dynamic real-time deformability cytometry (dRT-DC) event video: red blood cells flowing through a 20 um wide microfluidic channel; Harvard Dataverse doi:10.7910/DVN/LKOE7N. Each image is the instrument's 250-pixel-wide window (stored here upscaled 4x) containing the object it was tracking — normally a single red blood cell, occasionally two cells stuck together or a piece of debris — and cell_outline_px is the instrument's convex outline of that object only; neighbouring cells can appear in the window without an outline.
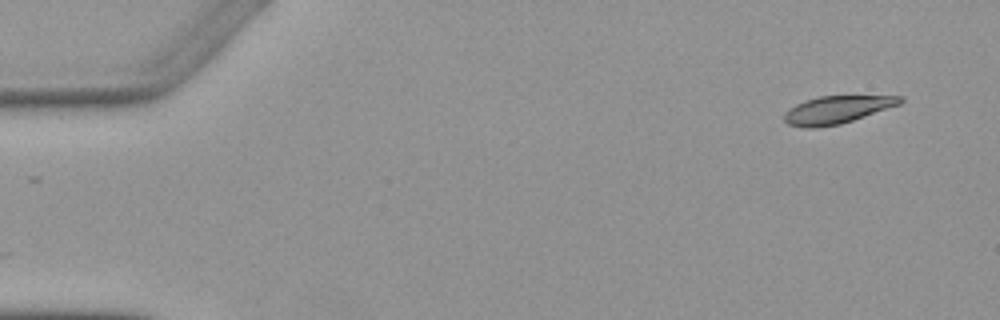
{"species": "Egyptian fruit bat (a non-hibernating species)", "species_latin": "Rousettus aegyptiacus", "temperature_condition": "warm", "stored_images_in_passage": 5, "camera_frame_rate_fps": 3000, "um_per_image_px": 0.085, "animal": {"sex": "female"}, "frame": {"image": 1, "passage_image": 1, "time_ms": 0.0, "image_size_px": [1000, 320], "cell_outline_px": [[904, 100], [900, 104], [840, 124], [816, 128], [804, 128], [788, 124], [784, 120], [784, 112], [796, 104], [804, 100], [820, 96], [904, 96]], "centroid_in_image_um": [71.11, 9.33], "position_along_channel_um": 13.9, "area_um2": 18.55}}
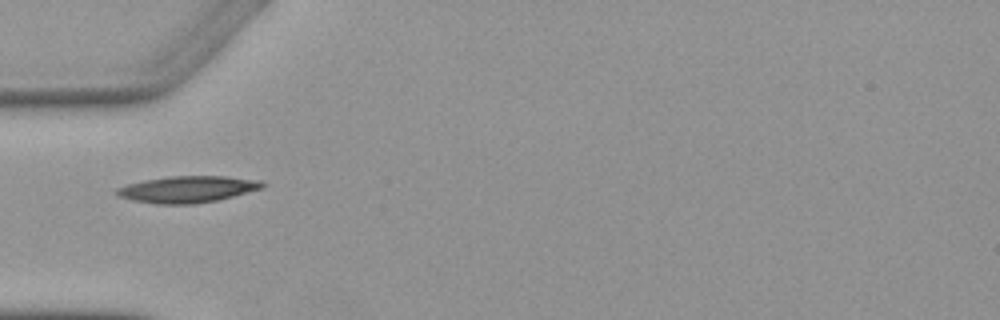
{"frame": {"image": 2, "passage_image": 5, "time_ms": 4.667, "image_size_px": [1000, 320], "cell_outline_px": [[268, 184], [264, 188], [216, 200], [196, 204], [156, 204], [132, 200], [116, 196], [112, 192], [116, 188], [128, 184], [144, 180], [168, 176], [224, 176], [260, 180]], "centroid_in_image_um": [15.91, 16.09], "position_along_channel_um": 69.1, "area_um2": 22.77}}